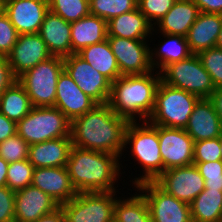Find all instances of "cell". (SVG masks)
Returning a JSON list of instances; mask_svg holds the SVG:
<instances>
[{
  "instance_id": "cell-1",
  "label": "cell",
  "mask_w": 222,
  "mask_h": 222,
  "mask_svg": "<svg viewBox=\"0 0 222 222\" xmlns=\"http://www.w3.org/2000/svg\"><path fill=\"white\" fill-rule=\"evenodd\" d=\"M129 121L118 116L107 104H97L92 110L71 122L72 145L86 150L111 153L122 159L125 131Z\"/></svg>"
},
{
  "instance_id": "cell-2",
  "label": "cell",
  "mask_w": 222,
  "mask_h": 222,
  "mask_svg": "<svg viewBox=\"0 0 222 222\" xmlns=\"http://www.w3.org/2000/svg\"><path fill=\"white\" fill-rule=\"evenodd\" d=\"M122 161L111 153L72 146L66 168L77 193L112 192L121 190L117 183L125 178L120 176L126 172L121 169L127 168Z\"/></svg>"
},
{
  "instance_id": "cell-3",
  "label": "cell",
  "mask_w": 222,
  "mask_h": 222,
  "mask_svg": "<svg viewBox=\"0 0 222 222\" xmlns=\"http://www.w3.org/2000/svg\"><path fill=\"white\" fill-rule=\"evenodd\" d=\"M155 72V73H154ZM161 74L122 75L112 82L108 104L112 110L129 122L147 121L155 103V94Z\"/></svg>"
},
{
  "instance_id": "cell-4",
  "label": "cell",
  "mask_w": 222,
  "mask_h": 222,
  "mask_svg": "<svg viewBox=\"0 0 222 222\" xmlns=\"http://www.w3.org/2000/svg\"><path fill=\"white\" fill-rule=\"evenodd\" d=\"M124 146L123 160L125 155H128L131 160L134 158L135 165L139 164L138 167L142 168L138 177L135 176L129 180L131 186L135 187L143 182L155 181L163 173L157 125H152L148 121L129 122L125 131Z\"/></svg>"
},
{
  "instance_id": "cell-5",
  "label": "cell",
  "mask_w": 222,
  "mask_h": 222,
  "mask_svg": "<svg viewBox=\"0 0 222 222\" xmlns=\"http://www.w3.org/2000/svg\"><path fill=\"white\" fill-rule=\"evenodd\" d=\"M200 99L195 94L167 85L161 80L155 94L153 111L147 121L152 125L185 129Z\"/></svg>"
},
{
  "instance_id": "cell-6",
  "label": "cell",
  "mask_w": 222,
  "mask_h": 222,
  "mask_svg": "<svg viewBox=\"0 0 222 222\" xmlns=\"http://www.w3.org/2000/svg\"><path fill=\"white\" fill-rule=\"evenodd\" d=\"M17 134L29 145L71 137V121L56 107H33L17 122Z\"/></svg>"
},
{
  "instance_id": "cell-7",
  "label": "cell",
  "mask_w": 222,
  "mask_h": 222,
  "mask_svg": "<svg viewBox=\"0 0 222 222\" xmlns=\"http://www.w3.org/2000/svg\"><path fill=\"white\" fill-rule=\"evenodd\" d=\"M63 70V58L52 56L17 78L29 96L33 107H54L57 80Z\"/></svg>"
},
{
  "instance_id": "cell-8",
  "label": "cell",
  "mask_w": 222,
  "mask_h": 222,
  "mask_svg": "<svg viewBox=\"0 0 222 222\" xmlns=\"http://www.w3.org/2000/svg\"><path fill=\"white\" fill-rule=\"evenodd\" d=\"M160 74L161 80L167 85L195 94L201 99L209 98L216 89L197 54L169 64Z\"/></svg>"
},
{
  "instance_id": "cell-9",
  "label": "cell",
  "mask_w": 222,
  "mask_h": 222,
  "mask_svg": "<svg viewBox=\"0 0 222 222\" xmlns=\"http://www.w3.org/2000/svg\"><path fill=\"white\" fill-rule=\"evenodd\" d=\"M118 192V193H117ZM121 191L77 193L61 204L66 222H113L114 205Z\"/></svg>"
},
{
  "instance_id": "cell-10",
  "label": "cell",
  "mask_w": 222,
  "mask_h": 222,
  "mask_svg": "<svg viewBox=\"0 0 222 222\" xmlns=\"http://www.w3.org/2000/svg\"><path fill=\"white\" fill-rule=\"evenodd\" d=\"M133 188L145 197L153 222H192L190 204L165 192L154 181Z\"/></svg>"
},
{
  "instance_id": "cell-11",
  "label": "cell",
  "mask_w": 222,
  "mask_h": 222,
  "mask_svg": "<svg viewBox=\"0 0 222 222\" xmlns=\"http://www.w3.org/2000/svg\"><path fill=\"white\" fill-rule=\"evenodd\" d=\"M64 70L76 85L97 104H107L111 95L112 82L96 71L78 54L63 58Z\"/></svg>"
},
{
  "instance_id": "cell-12",
  "label": "cell",
  "mask_w": 222,
  "mask_h": 222,
  "mask_svg": "<svg viewBox=\"0 0 222 222\" xmlns=\"http://www.w3.org/2000/svg\"><path fill=\"white\" fill-rule=\"evenodd\" d=\"M121 75L147 74L154 69L150 62L149 40L107 36Z\"/></svg>"
},
{
  "instance_id": "cell-13",
  "label": "cell",
  "mask_w": 222,
  "mask_h": 222,
  "mask_svg": "<svg viewBox=\"0 0 222 222\" xmlns=\"http://www.w3.org/2000/svg\"><path fill=\"white\" fill-rule=\"evenodd\" d=\"M161 189L190 204L204 189V178L192 164L164 171L155 181Z\"/></svg>"
},
{
  "instance_id": "cell-14",
  "label": "cell",
  "mask_w": 222,
  "mask_h": 222,
  "mask_svg": "<svg viewBox=\"0 0 222 222\" xmlns=\"http://www.w3.org/2000/svg\"><path fill=\"white\" fill-rule=\"evenodd\" d=\"M163 172L193 164L194 140L185 129L158 126Z\"/></svg>"
},
{
  "instance_id": "cell-15",
  "label": "cell",
  "mask_w": 222,
  "mask_h": 222,
  "mask_svg": "<svg viewBox=\"0 0 222 222\" xmlns=\"http://www.w3.org/2000/svg\"><path fill=\"white\" fill-rule=\"evenodd\" d=\"M2 10L18 34H35L49 11L48 0H1Z\"/></svg>"
},
{
  "instance_id": "cell-16",
  "label": "cell",
  "mask_w": 222,
  "mask_h": 222,
  "mask_svg": "<svg viewBox=\"0 0 222 222\" xmlns=\"http://www.w3.org/2000/svg\"><path fill=\"white\" fill-rule=\"evenodd\" d=\"M52 57L46 43L38 34H21L14 44L7 60L13 75L18 78L27 70L34 68L40 62Z\"/></svg>"
},
{
  "instance_id": "cell-17",
  "label": "cell",
  "mask_w": 222,
  "mask_h": 222,
  "mask_svg": "<svg viewBox=\"0 0 222 222\" xmlns=\"http://www.w3.org/2000/svg\"><path fill=\"white\" fill-rule=\"evenodd\" d=\"M96 105L97 103L81 91L75 81L63 70L57 80L54 107L58 108L72 122Z\"/></svg>"
},
{
  "instance_id": "cell-18",
  "label": "cell",
  "mask_w": 222,
  "mask_h": 222,
  "mask_svg": "<svg viewBox=\"0 0 222 222\" xmlns=\"http://www.w3.org/2000/svg\"><path fill=\"white\" fill-rule=\"evenodd\" d=\"M59 207L53 198L32 185L15 192V222H36Z\"/></svg>"
},
{
  "instance_id": "cell-19",
  "label": "cell",
  "mask_w": 222,
  "mask_h": 222,
  "mask_svg": "<svg viewBox=\"0 0 222 222\" xmlns=\"http://www.w3.org/2000/svg\"><path fill=\"white\" fill-rule=\"evenodd\" d=\"M31 185L49 195L59 206L77 195L66 167L35 168Z\"/></svg>"
},
{
  "instance_id": "cell-20",
  "label": "cell",
  "mask_w": 222,
  "mask_h": 222,
  "mask_svg": "<svg viewBox=\"0 0 222 222\" xmlns=\"http://www.w3.org/2000/svg\"><path fill=\"white\" fill-rule=\"evenodd\" d=\"M70 26V22L50 10L44 16L38 34L52 56L65 58L72 54Z\"/></svg>"
},
{
  "instance_id": "cell-21",
  "label": "cell",
  "mask_w": 222,
  "mask_h": 222,
  "mask_svg": "<svg viewBox=\"0 0 222 222\" xmlns=\"http://www.w3.org/2000/svg\"><path fill=\"white\" fill-rule=\"evenodd\" d=\"M185 131L194 142L221 136L222 126L219 116L208 98H202L196 103Z\"/></svg>"
},
{
  "instance_id": "cell-22",
  "label": "cell",
  "mask_w": 222,
  "mask_h": 222,
  "mask_svg": "<svg viewBox=\"0 0 222 222\" xmlns=\"http://www.w3.org/2000/svg\"><path fill=\"white\" fill-rule=\"evenodd\" d=\"M155 34L157 37L162 36L164 42L158 40L157 45L152 44L150 46V62L154 71L161 73L169 64L181 61L192 55L186 37L157 31H152L151 37L153 36L154 38Z\"/></svg>"
},
{
  "instance_id": "cell-23",
  "label": "cell",
  "mask_w": 222,
  "mask_h": 222,
  "mask_svg": "<svg viewBox=\"0 0 222 222\" xmlns=\"http://www.w3.org/2000/svg\"><path fill=\"white\" fill-rule=\"evenodd\" d=\"M72 146L71 137L32 144L29 146L28 160L34 168L66 167Z\"/></svg>"
},
{
  "instance_id": "cell-24",
  "label": "cell",
  "mask_w": 222,
  "mask_h": 222,
  "mask_svg": "<svg viewBox=\"0 0 222 222\" xmlns=\"http://www.w3.org/2000/svg\"><path fill=\"white\" fill-rule=\"evenodd\" d=\"M221 27L222 14L200 12L186 36L191 53L215 47Z\"/></svg>"
},
{
  "instance_id": "cell-25",
  "label": "cell",
  "mask_w": 222,
  "mask_h": 222,
  "mask_svg": "<svg viewBox=\"0 0 222 222\" xmlns=\"http://www.w3.org/2000/svg\"><path fill=\"white\" fill-rule=\"evenodd\" d=\"M199 13L193 0H177L152 31L186 37Z\"/></svg>"
},
{
  "instance_id": "cell-26",
  "label": "cell",
  "mask_w": 222,
  "mask_h": 222,
  "mask_svg": "<svg viewBox=\"0 0 222 222\" xmlns=\"http://www.w3.org/2000/svg\"><path fill=\"white\" fill-rule=\"evenodd\" d=\"M108 36L122 37L134 40L153 41L151 33L153 26L138 8L115 16L107 22Z\"/></svg>"
},
{
  "instance_id": "cell-27",
  "label": "cell",
  "mask_w": 222,
  "mask_h": 222,
  "mask_svg": "<svg viewBox=\"0 0 222 222\" xmlns=\"http://www.w3.org/2000/svg\"><path fill=\"white\" fill-rule=\"evenodd\" d=\"M72 54H77L83 48L107 39V21L89 14L84 18L71 22Z\"/></svg>"
},
{
  "instance_id": "cell-28",
  "label": "cell",
  "mask_w": 222,
  "mask_h": 222,
  "mask_svg": "<svg viewBox=\"0 0 222 222\" xmlns=\"http://www.w3.org/2000/svg\"><path fill=\"white\" fill-rule=\"evenodd\" d=\"M77 54L111 82L122 76L116 57L107 39L103 42L89 45Z\"/></svg>"
},
{
  "instance_id": "cell-29",
  "label": "cell",
  "mask_w": 222,
  "mask_h": 222,
  "mask_svg": "<svg viewBox=\"0 0 222 222\" xmlns=\"http://www.w3.org/2000/svg\"><path fill=\"white\" fill-rule=\"evenodd\" d=\"M192 222H222V191L205 188L190 203Z\"/></svg>"
},
{
  "instance_id": "cell-30",
  "label": "cell",
  "mask_w": 222,
  "mask_h": 222,
  "mask_svg": "<svg viewBox=\"0 0 222 222\" xmlns=\"http://www.w3.org/2000/svg\"><path fill=\"white\" fill-rule=\"evenodd\" d=\"M132 190H135L134 195L125 197L121 193L122 195L117 197L113 222H153L145 197L136 188L132 187Z\"/></svg>"
},
{
  "instance_id": "cell-31",
  "label": "cell",
  "mask_w": 222,
  "mask_h": 222,
  "mask_svg": "<svg viewBox=\"0 0 222 222\" xmlns=\"http://www.w3.org/2000/svg\"><path fill=\"white\" fill-rule=\"evenodd\" d=\"M32 108L29 96L17 80L0 95V112L16 123Z\"/></svg>"
},
{
  "instance_id": "cell-32",
  "label": "cell",
  "mask_w": 222,
  "mask_h": 222,
  "mask_svg": "<svg viewBox=\"0 0 222 222\" xmlns=\"http://www.w3.org/2000/svg\"><path fill=\"white\" fill-rule=\"evenodd\" d=\"M90 14L107 22L118 15L137 8V0H89Z\"/></svg>"
},
{
  "instance_id": "cell-33",
  "label": "cell",
  "mask_w": 222,
  "mask_h": 222,
  "mask_svg": "<svg viewBox=\"0 0 222 222\" xmlns=\"http://www.w3.org/2000/svg\"><path fill=\"white\" fill-rule=\"evenodd\" d=\"M48 5L51 12L70 23L90 14L89 0H48Z\"/></svg>"
},
{
  "instance_id": "cell-34",
  "label": "cell",
  "mask_w": 222,
  "mask_h": 222,
  "mask_svg": "<svg viewBox=\"0 0 222 222\" xmlns=\"http://www.w3.org/2000/svg\"><path fill=\"white\" fill-rule=\"evenodd\" d=\"M34 169L28 159L10 163L7 169L6 186L14 192L30 186Z\"/></svg>"
},
{
  "instance_id": "cell-35",
  "label": "cell",
  "mask_w": 222,
  "mask_h": 222,
  "mask_svg": "<svg viewBox=\"0 0 222 222\" xmlns=\"http://www.w3.org/2000/svg\"><path fill=\"white\" fill-rule=\"evenodd\" d=\"M197 56L211 76L215 88H222V49L215 46L199 52Z\"/></svg>"
},
{
  "instance_id": "cell-36",
  "label": "cell",
  "mask_w": 222,
  "mask_h": 222,
  "mask_svg": "<svg viewBox=\"0 0 222 222\" xmlns=\"http://www.w3.org/2000/svg\"><path fill=\"white\" fill-rule=\"evenodd\" d=\"M29 144L17 133L0 143V157L7 163L28 159Z\"/></svg>"
},
{
  "instance_id": "cell-37",
  "label": "cell",
  "mask_w": 222,
  "mask_h": 222,
  "mask_svg": "<svg viewBox=\"0 0 222 222\" xmlns=\"http://www.w3.org/2000/svg\"><path fill=\"white\" fill-rule=\"evenodd\" d=\"M177 0H137V8L154 27Z\"/></svg>"
},
{
  "instance_id": "cell-38",
  "label": "cell",
  "mask_w": 222,
  "mask_h": 222,
  "mask_svg": "<svg viewBox=\"0 0 222 222\" xmlns=\"http://www.w3.org/2000/svg\"><path fill=\"white\" fill-rule=\"evenodd\" d=\"M222 160L219 137L194 142L193 162Z\"/></svg>"
},
{
  "instance_id": "cell-39",
  "label": "cell",
  "mask_w": 222,
  "mask_h": 222,
  "mask_svg": "<svg viewBox=\"0 0 222 222\" xmlns=\"http://www.w3.org/2000/svg\"><path fill=\"white\" fill-rule=\"evenodd\" d=\"M204 178L205 188L222 191V160L210 162H193Z\"/></svg>"
},
{
  "instance_id": "cell-40",
  "label": "cell",
  "mask_w": 222,
  "mask_h": 222,
  "mask_svg": "<svg viewBox=\"0 0 222 222\" xmlns=\"http://www.w3.org/2000/svg\"><path fill=\"white\" fill-rule=\"evenodd\" d=\"M18 32L7 14L0 10V55L7 57L18 40Z\"/></svg>"
},
{
  "instance_id": "cell-41",
  "label": "cell",
  "mask_w": 222,
  "mask_h": 222,
  "mask_svg": "<svg viewBox=\"0 0 222 222\" xmlns=\"http://www.w3.org/2000/svg\"><path fill=\"white\" fill-rule=\"evenodd\" d=\"M15 192L7 186L0 187V222H15Z\"/></svg>"
},
{
  "instance_id": "cell-42",
  "label": "cell",
  "mask_w": 222,
  "mask_h": 222,
  "mask_svg": "<svg viewBox=\"0 0 222 222\" xmlns=\"http://www.w3.org/2000/svg\"><path fill=\"white\" fill-rule=\"evenodd\" d=\"M16 80L17 78L12 73L7 57L0 55V95Z\"/></svg>"
},
{
  "instance_id": "cell-43",
  "label": "cell",
  "mask_w": 222,
  "mask_h": 222,
  "mask_svg": "<svg viewBox=\"0 0 222 222\" xmlns=\"http://www.w3.org/2000/svg\"><path fill=\"white\" fill-rule=\"evenodd\" d=\"M17 133V123L0 112V143Z\"/></svg>"
},
{
  "instance_id": "cell-44",
  "label": "cell",
  "mask_w": 222,
  "mask_h": 222,
  "mask_svg": "<svg viewBox=\"0 0 222 222\" xmlns=\"http://www.w3.org/2000/svg\"><path fill=\"white\" fill-rule=\"evenodd\" d=\"M202 13L222 14V0H193Z\"/></svg>"
},
{
  "instance_id": "cell-45",
  "label": "cell",
  "mask_w": 222,
  "mask_h": 222,
  "mask_svg": "<svg viewBox=\"0 0 222 222\" xmlns=\"http://www.w3.org/2000/svg\"><path fill=\"white\" fill-rule=\"evenodd\" d=\"M208 99L212 102L222 126V88L215 89Z\"/></svg>"
},
{
  "instance_id": "cell-46",
  "label": "cell",
  "mask_w": 222,
  "mask_h": 222,
  "mask_svg": "<svg viewBox=\"0 0 222 222\" xmlns=\"http://www.w3.org/2000/svg\"><path fill=\"white\" fill-rule=\"evenodd\" d=\"M36 222H66V220L63 210L59 207L51 214L42 216Z\"/></svg>"
},
{
  "instance_id": "cell-47",
  "label": "cell",
  "mask_w": 222,
  "mask_h": 222,
  "mask_svg": "<svg viewBox=\"0 0 222 222\" xmlns=\"http://www.w3.org/2000/svg\"><path fill=\"white\" fill-rule=\"evenodd\" d=\"M8 165L9 163L0 157V187L6 186Z\"/></svg>"
},
{
  "instance_id": "cell-48",
  "label": "cell",
  "mask_w": 222,
  "mask_h": 222,
  "mask_svg": "<svg viewBox=\"0 0 222 222\" xmlns=\"http://www.w3.org/2000/svg\"><path fill=\"white\" fill-rule=\"evenodd\" d=\"M215 46L222 49V27L218 34V38H217Z\"/></svg>"
},
{
  "instance_id": "cell-49",
  "label": "cell",
  "mask_w": 222,
  "mask_h": 222,
  "mask_svg": "<svg viewBox=\"0 0 222 222\" xmlns=\"http://www.w3.org/2000/svg\"><path fill=\"white\" fill-rule=\"evenodd\" d=\"M219 142H220V149H221V153H222V134H221V136L219 137Z\"/></svg>"
},
{
  "instance_id": "cell-50",
  "label": "cell",
  "mask_w": 222,
  "mask_h": 222,
  "mask_svg": "<svg viewBox=\"0 0 222 222\" xmlns=\"http://www.w3.org/2000/svg\"><path fill=\"white\" fill-rule=\"evenodd\" d=\"M2 9V2H1V0H0V10Z\"/></svg>"
}]
</instances>
